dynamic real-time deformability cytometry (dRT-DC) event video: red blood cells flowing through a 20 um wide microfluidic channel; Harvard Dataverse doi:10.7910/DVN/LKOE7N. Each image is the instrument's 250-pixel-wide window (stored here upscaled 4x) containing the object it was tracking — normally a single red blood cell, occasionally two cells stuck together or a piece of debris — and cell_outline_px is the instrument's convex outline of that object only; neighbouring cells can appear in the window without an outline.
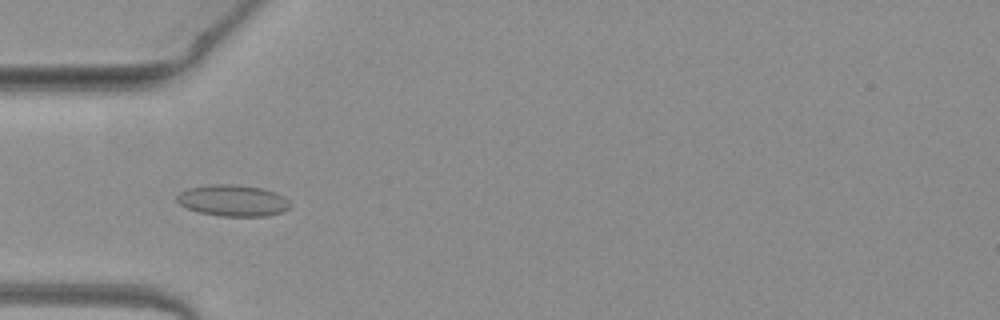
{"species": "common noctule bat (a hibernating species)", "species_latin": "Nyctalus noctula", "temperature_condition": "warm", "stored_images_in_passage": 47, "camera_frame_rate_fps": 3000, "um_per_image_px": 0.085, "animal": {"sex": "female", "body_mass_g": 19.3, "forearm_length_mm": 54.1}, "frame": {"image": 1, "passage_image": 13, "time_ms": 4.0, "image_size_px": [1000, 320], "cell_outline_px": [[292, 204], [284, 212], [264, 216], [220, 216], [196, 212], [180, 204], [176, 200], [176, 196], [180, 192], [188, 188], [212, 184], [236, 184], [260, 188], [276, 192], [284, 196]], "centroid_in_image_um": [19.8, 17.05], "position_along_channel_um": 65.2, "area_um2": 20.87}}
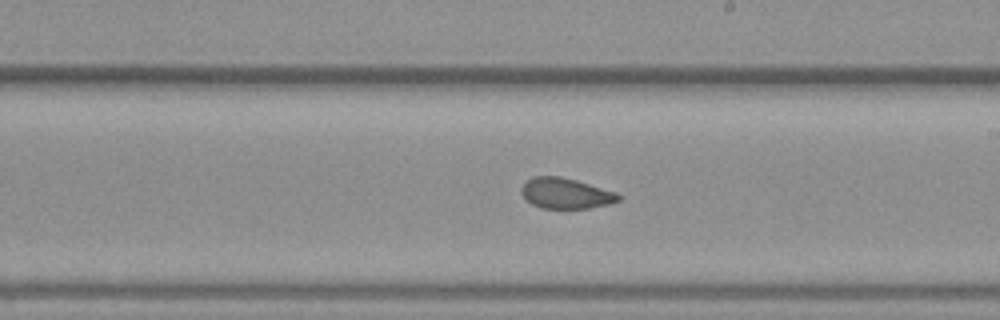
{"frame": {"image": 2, "passage_image": 26, "time_ms": 8.333, "image_size_px": [1000, 320], "cell_outline_px": [[620, 200], [608, 204], [588, 208], [540, 208], [524, 200], [520, 192], [520, 188], [528, 180], [536, 176], [560, 176], [576, 180], [616, 192], [620, 196]], "centroid_in_image_um": [48.04, 16.44], "position_along_channel_um": 241.0, "area_um2": 17.28}}
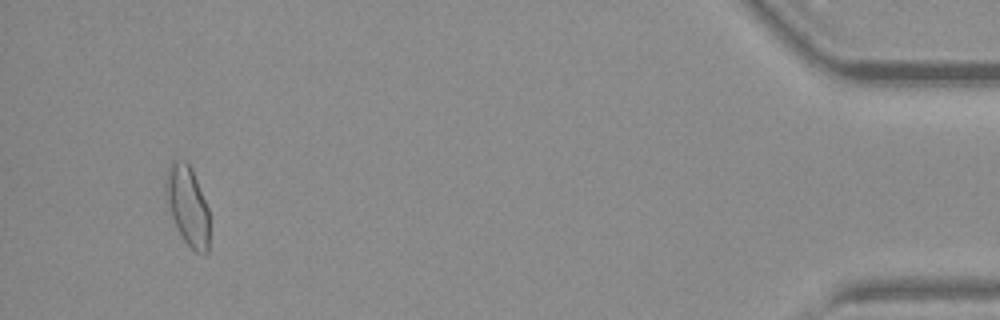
{"frame": {"image": 3, "passage_image": 45, "time_ms": 14.667, "image_size_px": [1000, 320], "cell_outline_px": [[208, 252], [204, 256], [196, 252], [184, 240], [172, 216], [168, 204], [164, 184], [172, 160], [184, 160], [188, 164], [196, 180], [208, 208]], "centroid_in_image_um": [15.95, 17.5], "position_along_channel_um": 419.2, "area_um2": 19.54}, "authors_computed_cell_mechanics": {"area_um2": 18.6116, "velocity_mm_per_s": 4.0629, "shape_relaxation_time_tau1_ms": null, "shape_relaxation_time_tau2_ms": 0.9413, "deformation_change_tau1": null, "deformation_change_tau2": 0.0501}}